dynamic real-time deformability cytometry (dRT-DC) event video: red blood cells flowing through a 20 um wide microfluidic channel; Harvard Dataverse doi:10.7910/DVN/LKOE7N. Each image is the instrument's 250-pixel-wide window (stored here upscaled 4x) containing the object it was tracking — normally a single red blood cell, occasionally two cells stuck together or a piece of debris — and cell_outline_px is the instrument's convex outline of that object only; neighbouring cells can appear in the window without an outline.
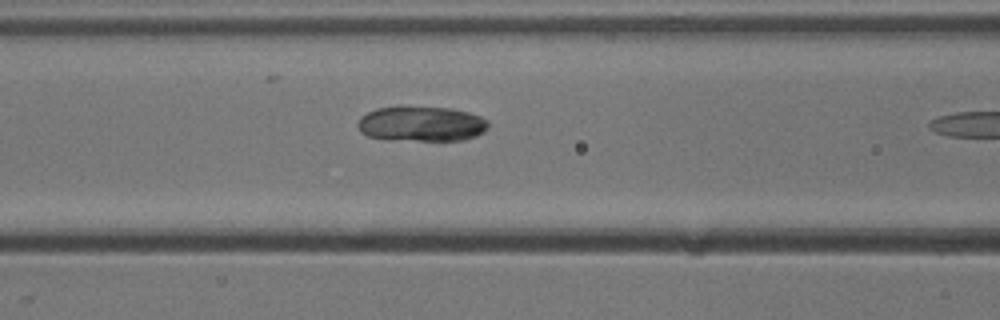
{"species": "common noctule bat (a hibernating species)", "species_latin": "Nyctalus noctula", "temperature_condition": "cold", "stored_images_in_passage": 10, "camera_frame_rate_fps": 3000, "um_per_image_px": 0.085, "animal": {"sex": "male", "body_mass_g": 13.3}, "frame": {"image": 1, "passage_image": 9, "time_ms": 2.667, "image_size_px": [1000, 320], "cell_outline_px": [[488, 124], [484, 132], [476, 136], [464, 140], [388, 140], [368, 136], [360, 132], [356, 124], [360, 116], [376, 108], [400, 104], [452, 108], [468, 112], [480, 116], [488, 120]], "centroid_in_image_um": [35.77, 10.49], "position_along_channel_um": 130.8, "area_um2": 27.63}}